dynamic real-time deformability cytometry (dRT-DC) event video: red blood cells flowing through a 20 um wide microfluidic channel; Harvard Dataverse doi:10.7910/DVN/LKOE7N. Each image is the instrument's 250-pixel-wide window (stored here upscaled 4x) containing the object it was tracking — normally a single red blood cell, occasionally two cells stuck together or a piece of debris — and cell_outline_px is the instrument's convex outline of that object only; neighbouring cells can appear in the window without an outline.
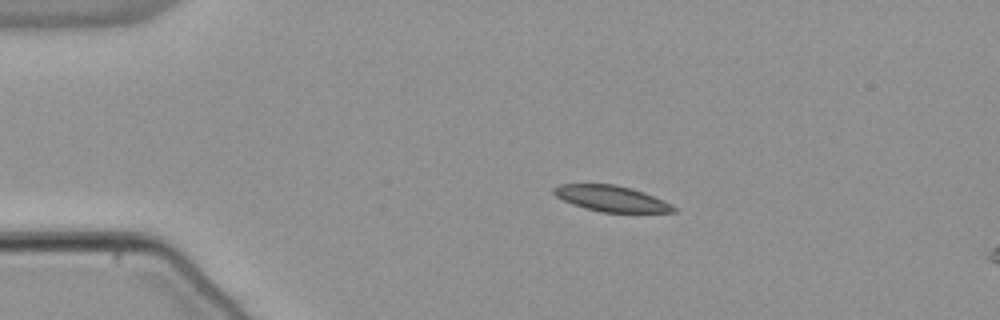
{"species": "common noctule bat (a hibernating species)", "species_latin": "Nyctalus noctula", "temperature_condition": "warm", "stored_images_in_passage": 44, "camera_frame_rate_fps": 3000, "um_per_image_px": 0.085, "animal": {"sex": "male", "body_mass_g": 21.5, "forearm_length_mm": 52.0}, "frame": {"image": 1, "passage_image": 1, "time_ms": 0.0, "image_size_px": [1000, 320], "cell_outline_px": [[676, 212], [600, 212], [584, 208], [572, 204], [556, 196], [552, 192], [552, 188], [560, 184], [616, 184], [632, 188], [644, 192], [676, 208]], "centroid_in_image_um": [51.89, 16.87], "position_along_channel_um": 33.1, "area_um2": 17.86}}
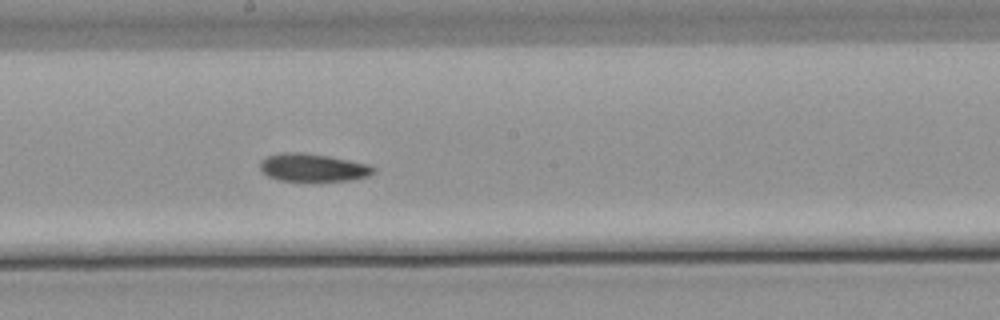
{"frame": {"image": 2, "passage_image": 20, "time_ms": 6.333, "image_size_px": [1000, 320], "cell_outline_px": [[376, 168], [368, 176], [348, 180], [320, 184], [280, 180], [268, 176], [260, 172], [260, 160], [268, 156], [280, 152], [304, 152], [328, 156], [368, 164]], "centroid_in_image_um": [26.55, 14.28], "position_along_channel_um": 221.6, "area_um2": 19.19}}
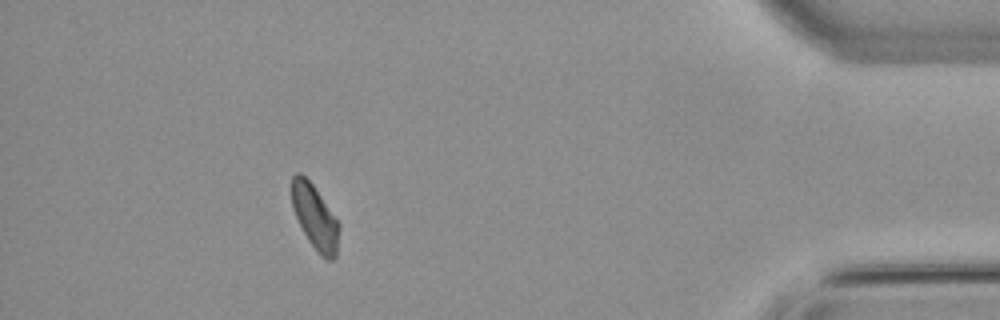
{"frame": {"image": 3, "passage_image": 39, "time_ms": 12.667, "image_size_px": [1000, 320], "cell_outline_px": [[340, 228], [336, 256], [332, 260], [328, 260], [320, 256], [304, 232], [292, 208], [292, 176], [296, 172], [300, 172], [312, 184], [340, 224]], "centroid_in_image_um": [26.78, 18.46], "position_along_channel_um": 408.4, "area_um2": 17.46}}